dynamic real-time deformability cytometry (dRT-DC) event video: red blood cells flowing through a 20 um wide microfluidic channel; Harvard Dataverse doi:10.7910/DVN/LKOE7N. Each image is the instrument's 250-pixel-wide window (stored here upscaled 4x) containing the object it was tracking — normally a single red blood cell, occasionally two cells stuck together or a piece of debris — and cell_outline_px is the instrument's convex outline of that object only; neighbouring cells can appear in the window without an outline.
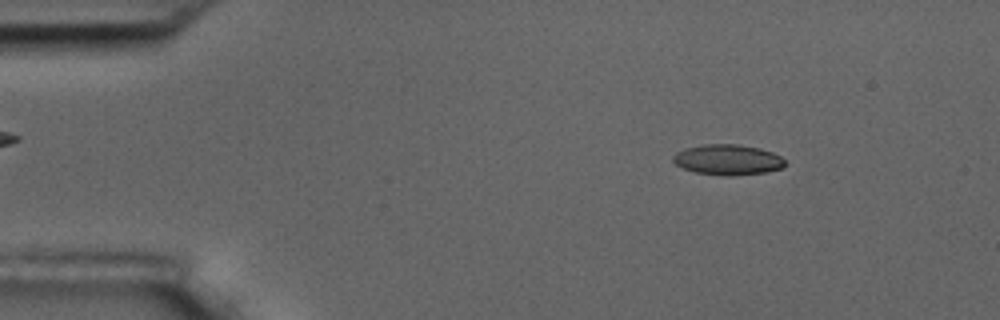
{"species": "common noctule bat (a hibernating species)", "species_latin": "Nyctalus noctula", "temperature_condition": "room temperature", "stored_images_in_passage": 55, "camera_frame_rate_fps": 3000, "um_per_image_px": 0.085, "animal": {"sex": "male", "body_mass_g": 17.5, "forearm_length_mm": 52.3}, "frame": {"image": 1, "passage_image": 7, "time_ms": 2.0, "image_size_px": [1000, 320], "cell_outline_px": [[784, 168], [764, 172], [732, 176], [728, 176], [696, 172], [684, 168], [676, 164], [672, 160], [672, 156], [676, 152], [684, 148], [704, 144], [736, 144], [760, 148], [772, 152], [780, 156], [784, 160]], "centroid_in_image_um": [61.85, 13.57], "position_along_channel_um": 23.2, "area_um2": 19.83}}
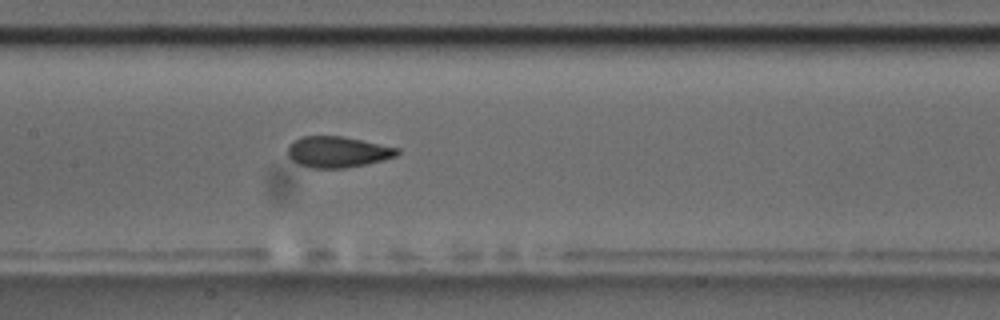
{"frame": {"image": 2, "passage_image": 26, "time_ms": 8.333, "image_size_px": [1000, 320], "cell_outline_px": [[400, 152], [396, 156], [384, 160], [344, 168], [312, 168], [300, 164], [292, 160], [288, 156], [288, 144], [292, 140], [300, 136], [344, 136], [400, 148]], "centroid_in_image_um": [28.69, 12.9], "position_along_channel_um": 178.7, "area_um2": 19.94}}
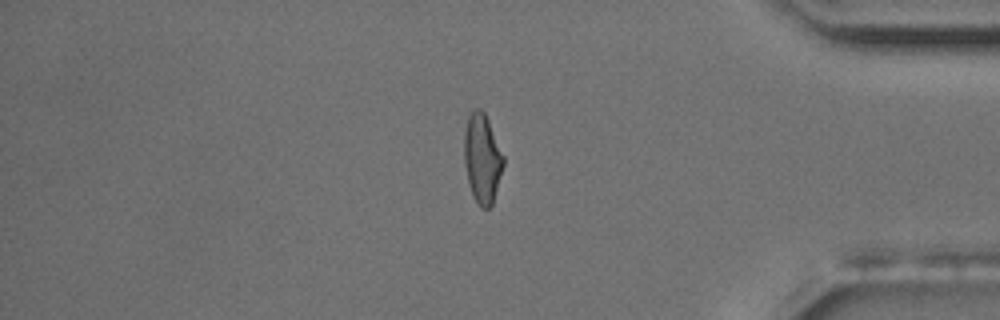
{"frame": {"image": 3, "passage_image": 46, "time_ms": 15.0, "image_size_px": [1000, 320], "cell_outline_px": [[504, 164], [492, 204], [488, 208], [480, 208], [472, 196], [468, 184], [464, 164], [464, 132], [468, 116], [476, 108], [480, 108], [484, 112], [488, 120], [504, 156]], "centroid_in_image_um": [40.97, 13.49], "position_along_channel_um": 394.2, "area_um2": 20.46}, "authors_computed_cell_mechanics": {"area_um2": 20.1144, "velocity_mm_per_s": 3.6379, "shape_relaxation_time_tau1_ms": 6.0217, "shape_relaxation_time_tau2_ms": 1.0363, "deformation_change_tau1": 0.1648, "deformation_change_tau2": 0.0538}}